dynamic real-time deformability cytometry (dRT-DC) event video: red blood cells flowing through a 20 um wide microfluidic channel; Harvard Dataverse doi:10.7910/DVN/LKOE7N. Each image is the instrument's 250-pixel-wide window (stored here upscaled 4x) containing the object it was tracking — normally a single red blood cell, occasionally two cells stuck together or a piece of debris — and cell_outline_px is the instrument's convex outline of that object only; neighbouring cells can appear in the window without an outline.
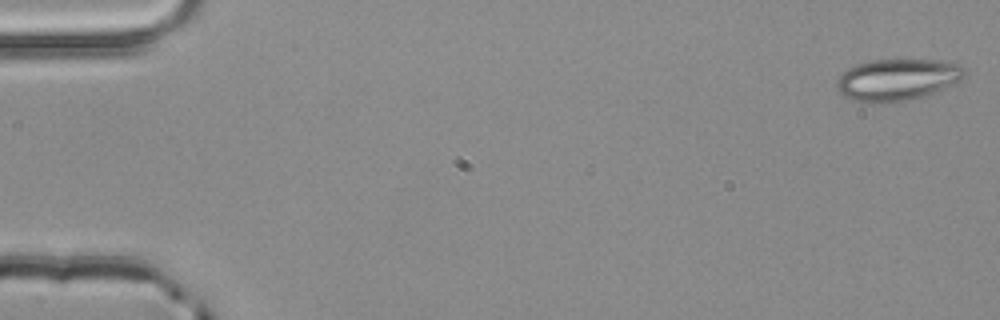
{"species": "common noctule bat (a hibernating species)", "species_latin": "Nyctalus noctula", "temperature_condition": "room temperature", "stored_images_in_passage": 3, "camera_frame_rate_fps": 3000, "um_per_image_px": 0.085, "animal": {"sex": "male", "body_mass_g": 20.4}, "frame": {"image": 1, "passage_image": 1, "time_ms": 0.0, "image_size_px": [1000, 320], "cell_outline_px": [[968, 72], [960, 80], [932, 92], [908, 100], [884, 104], [872, 104], [852, 100], [844, 96], [836, 88], [836, 80], [848, 68], [856, 64], [872, 60], [940, 60], [960, 64]], "centroid_in_image_um": [76.23, 6.78], "position_along_channel_um": 8.8, "area_um2": 31.1}}